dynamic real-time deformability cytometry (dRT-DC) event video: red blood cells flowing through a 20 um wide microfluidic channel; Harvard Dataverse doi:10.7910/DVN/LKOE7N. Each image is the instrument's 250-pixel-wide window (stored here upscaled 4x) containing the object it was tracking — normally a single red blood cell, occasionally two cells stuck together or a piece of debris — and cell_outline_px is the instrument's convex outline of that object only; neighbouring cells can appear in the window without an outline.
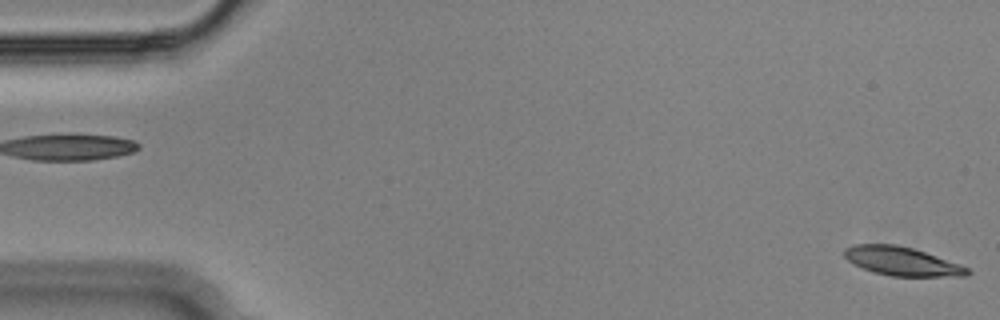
{"species": "Egyptian fruit bat (a non-hibernating species)", "species_latin": "Rousettus aegyptiacus", "temperature_condition": "cold", "stored_images_in_passage": 13, "camera_frame_rate_fps": 3000, "um_per_image_px": 0.085, "animal": {"sex": "male"}, "frame": {"image": 1, "passage_image": 1, "time_ms": 0.0, "image_size_px": [1000, 320], "cell_outline_px": [[972, 272], [968, 276], [892, 276], [872, 272], [848, 260], [844, 256], [844, 248], [856, 244], [896, 244], [912, 248], [960, 264], [968, 268]], "centroid_in_image_um": [76.67, 22.21], "position_along_channel_um": 8.3, "area_um2": 20.4}}